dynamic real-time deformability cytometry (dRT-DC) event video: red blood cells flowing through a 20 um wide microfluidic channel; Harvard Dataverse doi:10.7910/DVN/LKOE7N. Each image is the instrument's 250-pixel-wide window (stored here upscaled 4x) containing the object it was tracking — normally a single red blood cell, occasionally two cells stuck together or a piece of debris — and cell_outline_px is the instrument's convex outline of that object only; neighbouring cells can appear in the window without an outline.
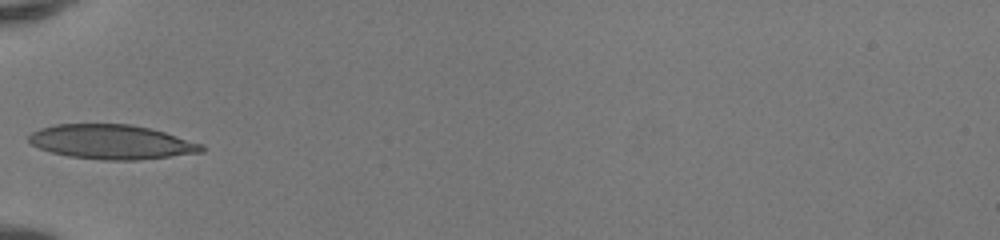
{"species": "human", "species_latin": "Homo sapiens", "temperature_condition": "room temperature", "stored_images_in_passage": 32, "camera_frame_rate_fps": 3000, "um_per_image_px": 0.085, "donor": {"sex": "female"}, "frame": {"image": 1, "passage_image": 1, "time_ms": 0.0, "image_size_px": [1000, 240], "cell_outline_px": [[204, 152], [136, 160], [104, 160], [68, 156], [52, 152], [40, 148], [32, 144], [28, 140], [28, 136], [32, 132], [40, 128], [56, 124], [128, 124], [148, 128], [164, 132], [204, 144]], "centroid_in_image_um": [9.48, 12.06], "position_along_channel_um": 75.5, "area_um2": 34.51}}
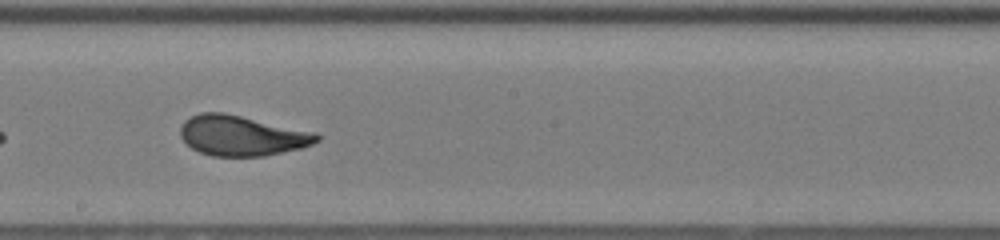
{"frame": {"image": 2, "passage_image": 12, "time_ms": 3.667, "image_size_px": [1000, 240], "cell_outline_px": [[320, 140], [312, 144], [300, 148], [264, 156], [212, 156], [200, 152], [192, 148], [180, 136], [180, 128], [184, 120], [200, 112], [224, 112], [316, 132], [320, 136]], "centroid_in_image_um": [20.55, 11.52], "position_along_channel_um": 227.6, "area_um2": 31.96}}
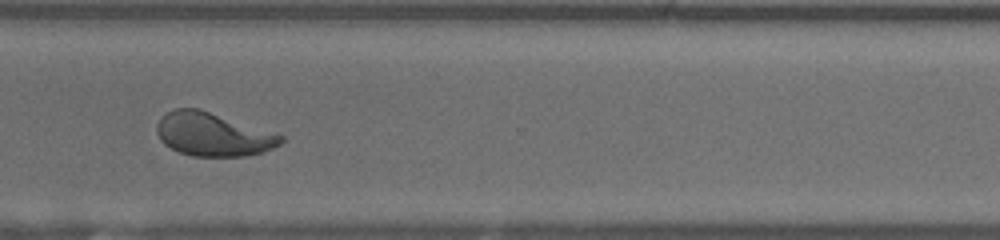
{"frame": {"image": 3, "passage_image": 21, "time_ms": 6.667, "image_size_px": [1000, 240], "cell_outline_px": [[284, 140], [280, 144], [264, 152], [244, 156], [192, 156], [180, 152], [164, 144], [160, 140], [156, 132], [156, 124], [168, 112], [176, 108], [200, 108], [276, 132], [284, 136]], "centroid_in_image_um": [18.14, 11.41], "position_along_channel_um": 352.5, "area_um2": 31.62}, "authors_computed_cell_mechanics": {"area_um2": 32.0212, "velocity_mm_per_s": 4.16, "shape_relaxation_time_tau1_ms": 4.9283, "shape_relaxation_time_tau2_ms": null, "deformation_change_tau1": 0.189, "deformation_change_tau2": null}}